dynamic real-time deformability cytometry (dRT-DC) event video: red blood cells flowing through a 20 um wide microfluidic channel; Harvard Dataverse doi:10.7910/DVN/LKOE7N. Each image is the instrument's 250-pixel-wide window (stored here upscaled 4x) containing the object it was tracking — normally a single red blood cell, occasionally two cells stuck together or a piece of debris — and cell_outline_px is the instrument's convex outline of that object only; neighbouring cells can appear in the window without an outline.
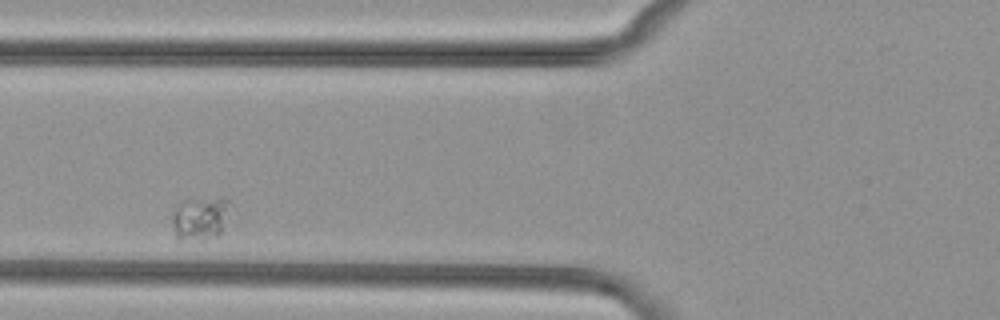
{"species": "common noctule bat (a hibernating species)", "species_latin": "Nyctalus noctula", "temperature_condition": "cold", "stored_images_in_passage": 5, "camera_frame_rate_fps": 3000, "um_per_image_px": 0.085, "animal": {"sex": "female", "body_mass_g": 29.2, "forearm_length_mm": 56.3}, "frame": {"image": 1, "passage_image": 2, "time_ms": 1.333, "image_size_px": [1000, 320], "cell_outline_px": [[228, 200], [220, 232], [216, 236], [204, 240], [180, 244], [176, 240], [172, 224], [172, 208], [176, 204], [184, 200]], "centroid_in_image_um": [16.81, 18.67], "position_along_channel_um": 109.0, "area_um2": 14.33}}
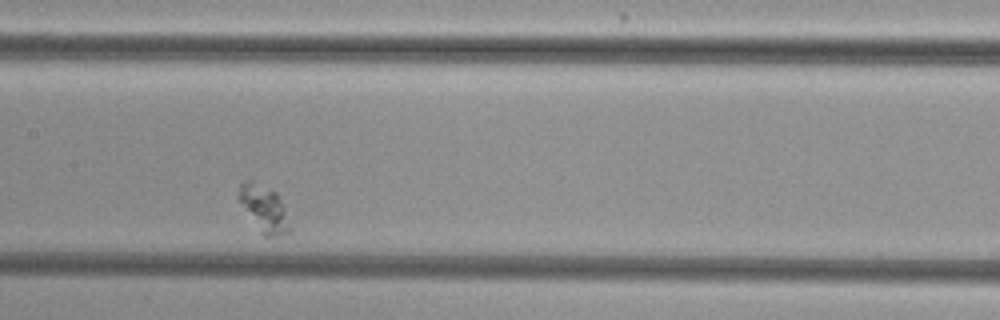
{"frame": {"image": 2, "passage_image": 4, "time_ms": 3.667, "image_size_px": [1000, 320], "cell_outline_px": [[292, 232], [276, 236], [264, 236], [260, 232], [236, 196], [240, 184], [244, 180], [252, 180], [276, 192], [284, 208], [292, 228]], "centroid_in_image_um": [22.44, 17.73], "position_along_channel_um": 185.0, "area_um2": 13.81}}
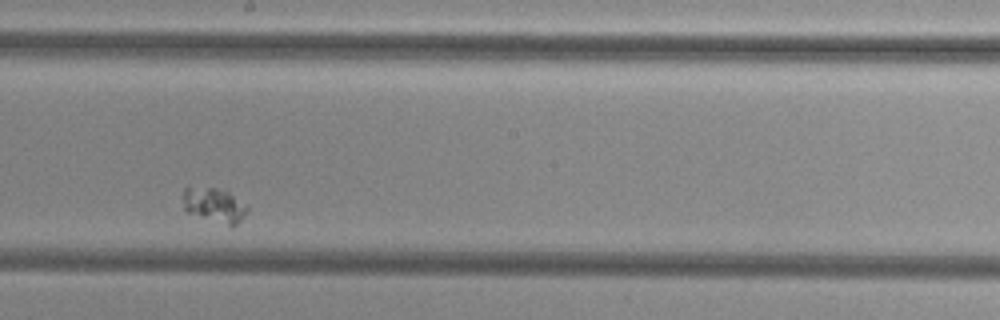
{"frame": {"image": 3, "passage_image": 5, "time_ms": 5.0, "image_size_px": [1000, 320], "cell_outline_px": [[248, 208], [244, 216], [232, 228], [188, 212], [184, 208], [184, 188], [188, 184], [216, 188], [228, 192], [248, 204]], "centroid_in_image_um": [18.22, 17.41], "position_along_channel_um": 230.0, "area_um2": 13.29}}